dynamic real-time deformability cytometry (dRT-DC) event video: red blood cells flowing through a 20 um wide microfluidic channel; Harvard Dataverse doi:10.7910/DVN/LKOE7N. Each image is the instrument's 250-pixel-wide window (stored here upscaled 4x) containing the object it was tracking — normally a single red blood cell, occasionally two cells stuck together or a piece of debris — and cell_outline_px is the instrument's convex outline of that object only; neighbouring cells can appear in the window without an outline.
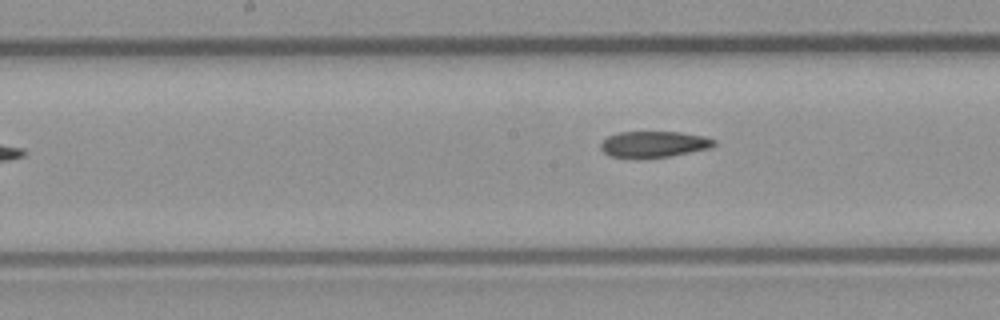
{"species": "common noctule bat (a hibernating species)", "species_latin": "Nyctalus noctula", "temperature_condition": "room temperature", "stored_images_in_passage": 5, "camera_frame_rate_fps": 3000, "um_per_image_px": 0.085, "animal": {"sex": "male", "body_mass_g": 23.1, "forearm_length_mm": 52.7}, "frame": {"image": 1, "passage_image": 5, "time_ms": 4.667, "image_size_px": [1000, 320], "cell_outline_px": [[716, 144], [712, 148], [668, 156], [640, 160], [608, 156], [600, 148], [600, 144], [608, 136], [620, 132], [680, 132], [704, 136], [716, 140]], "centroid_in_image_um": [55.56, 12.28], "position_along_channel_um": 192.6, "area_um2": 17.69}}